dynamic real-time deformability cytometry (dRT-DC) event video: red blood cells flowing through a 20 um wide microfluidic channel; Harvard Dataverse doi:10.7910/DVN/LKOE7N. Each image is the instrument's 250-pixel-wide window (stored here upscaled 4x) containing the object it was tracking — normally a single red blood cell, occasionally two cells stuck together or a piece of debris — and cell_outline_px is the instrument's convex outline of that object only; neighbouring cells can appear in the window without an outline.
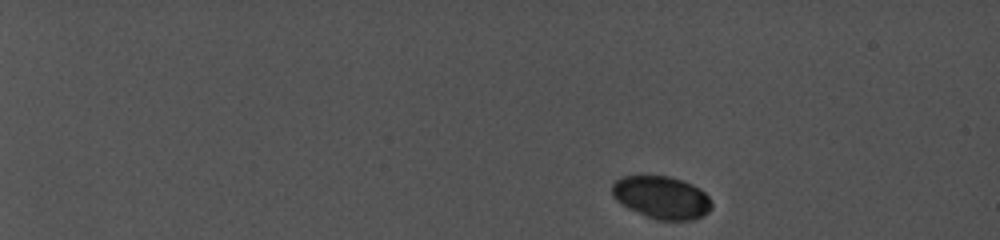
{"species": "common noctule bat (a hibernating species)", "species_latin": "Nyctalus noctula", "temperature_condition": "cold", "stored_images_in_passage": 6, "camera_frame_rate_fps": 5000, "um_per_image_px": 0.085, "animal": {"sex": "female", "body_mass_g": 19.0, "forearm_length_mm": 56.7}, "frame": {"image": 1, "passage_image": 1, "time_ms": 0.0, "image_size_px": [1000, 240], "cell_outline_px": [[712, 208], [704, 216], [696, 220], [656, 220], [644, 216], [620, 204], [612, 196], [612, 184], [616, 180], [624, 176], [668, 176], [692, 184], [704, 192], [708, 196], [712, 204]], "centroid_in_image_um": [56.23, 16.81], "position_along_channel_um": 28.8, "area_um2": 24.91}}
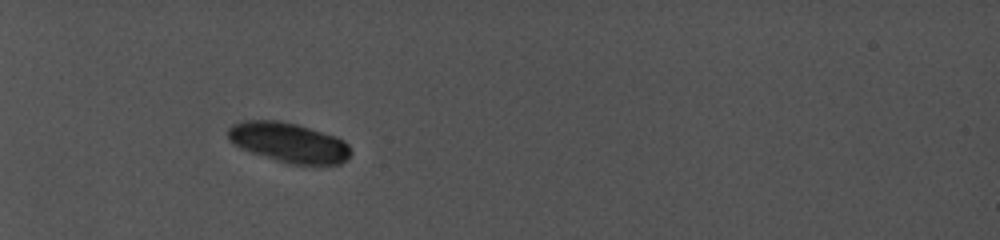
{"frame": {"image": 2, "passage_image": 5, "time_ms": 4.4, "image_size_px": [1000, 240], "cell_outline_px": [[352, 152], [348, 160], [340, 164], [288, 164], [240, 148], [228, 140], [228, 128], [236, 124], [248, 120], [276, 120], [296, 124], [332, 136], [348, 144]], "centroid_in_image_um": [24.54, 12.13], "position_along_channel_um": 60.5, "area_um2": 28.03}}